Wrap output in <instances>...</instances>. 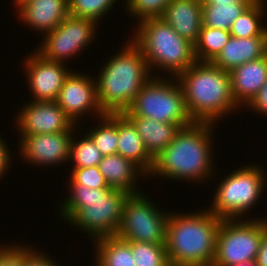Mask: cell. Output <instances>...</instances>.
Wrapping results in <instances>:
<instances>
[{
    "mask_svg": "<svg viewBox=\"0 0 267 266\" xmlns=\"http://www.w3.org/2000/svg\"><path fill=\"white\" fill-rule=\"evenodd\" d=\"M82 136L83 138L77 140L73 134L69 161L74 164L72 165L74 166L73 168L98 166L103 155L87 134Z\"/></svg>",
    "mask_w": 267,
    "mask_h": 266,
    "instance_id": "cell-28",
    "label": "cell"
},
{
    "mask_svg": "<svg viewBox=\"0 0 267 266\" xmlns=\"http://www.w3.org/2000/svg\"><path fill=\"white\" fill-rule=\"evenodd\" d=\"M101 174L104 176L108 186L129 194H137L141 189L136 186L138 177H148L147 174L133 161L124 158L118 153L103 156L98 164Z\"/></svg>",
    "mask_w": 267,
    "mask_h": 266,
    "instance_id": "cell-20",
    "label": "cell"
},
{
    "mask_svg": "<svg viewBox=\"0 0 267 266\" xmlns=\"http://www.w3.org/2000/svg\"><path fill=\"white\" fill-rule=\"evenodd\" d=\"M262 168L258 164H247L232 170L214 191L209 211L222 220L245 219L242 215L249 213L251 207L254 208L262 198V192L267 189V174Z\"/></svg>",
    "mask_w": 267,
    "mask_h": 266,
    "instance_id": "cell-7",
    "label": "cell"
},
{
    "mask_svg": "<svg viewBox=\"0 0 267 266\" xmlns=\"http://www.w3.org/2000/svg\"><path fill=\"white\" fill-rule=\"evenodd\" d=\"M176 79L193 122L217 124V120L241 108L234 100L229 72L212 62L196 61Z\"/></svg>",
    "mask_w": 267,
    "mask_h": 266,
    "instance_id": "cell-3",
    "label": "cell"
},
{
    "mask_svg": "<svg viewBox=\"0 0 267 266\" xmlns=\"http://www.w3.org/2000/svg\"><path fill=\"white\" fill-rule=\"evenodd\" d=\"M172 0H126L129 16L138 19L137 23L148 18L162 17L167 5Z\"/></svg>",
    "mask_w": 267,
    "mask_h": 266,
    "instance_id": "cell-31",
    "label": "cell"
},
{
    "mask_svg": "<svg viewBox=\"0 0 267 266\" xmlns=\"http://www.w3.org/2000/svg\"><path fill=\"white\" fill-rule=\"evenodd\" d=\"M118 0H68L69 15L87 18L97 24L116 5Z\"/></svg>",
    "mask_w": 267,
    "mask_h": 266,
    "instance_id": "cell-30",
    "label": "cell"
},
{
    "mask_svg": "<svg viewBox=\"0 0 267 266\" xmlns=\"http://www.w3.org/2000/svg\"><path fill=\"white\" fill-rule=\"evenodd\" d=\"M143 194H129L125 200L116 236L125 241L165 244L170 213Z\"/></svg>",
    "mask_w": 267,
    "mask_h": 266,
    "instance_id": "cell-10",
    "label": "cell"
},
{
    "mask_svg": "<svg viewBox=\"0 0 267 266\" xmlns=\"http://www.w3.org/2000/svg\"><path fill=\"white\" fill-rule=\"evenodd\" d=\"M5 143L6 141L3 140V138L1 139L0 136V180L2 176L4 177V175L7 174L6 172H8V168L11 166V159H13V156L9 153L10 150L8 149V146Z\"/></svg>",
    "mask_w": 267,
    "mask_h": 266,
    "instance_id": "cell-36",
    "label": "cell"
},
{
    "mask_svg": "<svg viewBox=\"0 0 267 266\" xmlns=\"http://www.w3.org/2000/svg\"><path fill=\"white\" fill-rule=\"evenodd\" d=\"M135 125L148 154L155 159L181 129L177 124L161 123L152 118L127 116Z\"/></svg>",
    "mask_w": 267,
    "mask_h": 266,
    "instance_id": "cell-22",
    "label": "cell"
},
{
    "mask_svg": "<svg viewBox=\"0 0 267 266\" xmlns=\"http://www.w3.org/2000/svg\"><path fill=\"white\" fill-rule=\"evenodd\" d=\"M68 177V184H78L89 188H110L98 166L73 168Z\"/></svg>",
    "mask_w": 267,
    "mask_h": 266,
    "instance_id": "cell-32",
    "label": "cell"
},
{
    "mask_svg": "<svg viewBox=\"0 0 267 266\" xmlns=\"http://www.w3.org/2000/svg\"><path fill=\"white\" fill-rule=\"evenodd\" d=\"M16 11L20 21L45 35L69 15V4L68 0H30L21 4Z\"/></svg>",
    "mask_w": 267,
    "mask_h": 266,
    "instance_id": "cell-16",
    "label": "cell"
},
{
    "mask_svg": "<svg viewBox=\"0 0 267 266\" xmlns=\"http://www.w3.org/2000/svg\"><path fill=\"white\" fill-rule=\"evenodd\" d=\"M101 119V120H100ZM99 124L87 130V135L103 156L117 153L118 148V113L104 114L99 117Z\"/></svg>",
    "mask_w": 267,
    "mask_h": 266,
    "instance_id": "cell-26",
    "label": "cell"
},
{
    "mask_svg": "<svg viewBox=\"0 0 267 266\" xmlns=\"http://www.w3.org/2000/svg\"><path fill=\"white\" fill-rule=\"evenodd\" d=\"M214 125L216 124L209 122H193L181 128L154 159L149 176L188 182L196 180L197 183L209 180L215 174L216 166L211 140L213 128H216Z\"/></svg>",
    "mask_w": 267,
    "mask_h": 266,
    "instance_id": "cell-1",
    "label": "cell"
},
{
    "mask_svg": "<svg viewBox=\"0 0 267 266\" xmlns=\"http://www.w3.org/2000/svg\"><path fill=\"white\" fill-rule=\"evenodd\" d=\"M131 40L139 47L149 70L177 77L196 62L194 45L178 35L161 17L140 21ZM154 67V68H153Z\"/></svg>",
    "mask_w": 267,
    "mask_h": 266,
    "instance_id": "cell-6",
    "label": "cell"
},
{
    "mask_svg": "<svg viewBox=\"0 0 267 266\" xmlns=\"http://www.w3.org/2000/svg\"><path fill=\"white\" fill-rule=\"evenodd\" d=\"M203 211L170 213L165 247L170 266H211L221 218L208 208Z\"/></svg>",
    "mask_w": 267,
    "mask_h": 266,
    "instance_id": "cell-4",
    "label": "cell"
},
{
    "mask_svg": "<svg viewBox=\"0 0 267 266\" xmlns=\"http://www.w3.org/2000/svg\"><path fill=\"white\" fill-rule=\"evenodd\" d=\"M24 258L25 245H0V266H23Z\"/></svg>",
    "mask_w": 267,
    "mask_h": 266,
    "instance_id": "cell-33",
    "label": "cell"
},
{
    "mask_svg": "<svg viewBox=\"0 0 267 266\" xmlns=\"http://www.w3.org/2000/svg\"><path fill=\"white\" fill-rule=\"evenodd\" d=\"M161 18L194 45L203 26L201 0H172Z\"/></svg>",
    "mask_w": 267,
    "mask_h": 266,
    "instance_id": "cell-18",
    "label": "cell"
},
{
    "mask_svg": "<svg viewBox=\"0 0 267 266\" xmlns=\"http://www.w3.org/2000/svg\"><path fill=\"white\" fill-rule=\"evenodd\" d=\"M266 1L257 0L242 12L231 26V37H267V25L264 26L262 22L265 19L263 16L267 14Z\"/></svg>",
    "mask_w": 267,
    "mask_h": 266,
    "instance_id": "cell-24",
    "label": "cell"
},
{
    "mask_svg": "<svg viewBox=\"0 0 267 266\" xmlns=\"http://www.w3.org/2000/svg\"><path fill=\"white\" fill-rule=\"evenodd\" d=\"M19 111L15 118L16 127L20 135L76 131L78 127L56 101L30 100Z\"/></svg>",
    "mask_w": 267,
    "mask_h": 266,
    "instance_id": "cell-12",
    "label": "cell"
},
{
    "mask_svg": "<svg viewBox=\"0 0 267 266\" xmlns=\"http://www.w3.org/2000/svg\"><path fill=\"white\" fill-rule=\"evenodd\" d=\"M127 242L132 248L135 266H170L165 244Z\"/></svg>",
    "mask_w": 267,
    "mask_h": 266,
    "instance_id": "cell-29",
    "label": "cell"
},
{
    "mask_svg": "<svg viewBox=\"0 0 267 266\" xmlns=\"http://www.w3.org/2000/svg\"><path fill=\"white\" fill-rule=\"evenodd\" d=\"M229 74L234 100L240 107L247 106L267 81V54L232 69Z\"/></svg>",
    "mask_w": 267,
    "mask_h": 266,
    "instance_id": "cell-17",
    "label": "cell"
},
{
    "mask_svg": "<svg viewBox=\"0 0 267 266\" xmlns=\"http://www.w3.org/2000/svg\"><path fill=\"white\" fill-rule=\"evenodd\" d=\"M88 76L73 70L65 79L56 99V103L76 125L84 113H93L98 118L104 115L98 104L95 77Z\"/></svg>",
    "mask_w": 267,
    "mask_h": 266,
    "instance_id": "cell-13",
    "label": "cell"
},
{
    "mask_svg": "<svg viewBox=\"0 0 267 266\" xmlns=\"http://www.w3.org/2000/svg\"><path fill=\"white\" fill-rule=\"evenodd\" d=\"M265 218H264V232L262 235L260 249L256 257V263L259 266H267V217Z\"/></svg>",
    "mask_w": 267,
    "mask_h": 266,
    "instance_id": "cell-37",
    "label": "cell"
},
{
    "mask_svg": "<svg viewBox=\"0 0 267 266\" xmlns=\"http://www.w3.org/2000/svg\"><path fill=\"white\" fill-rule=\"evenodd\" d=\"M35 247L30 248L25 246V258L23 260V266H61L53 258H50L47 253L41 251H35Z\"/></svg>",
    "mask_w": 267,
    "mask_h": 266,
    "instance_id": "cell-34",
    "label": "cell"
},
{
    "mask_svg": "<svg viewBox=\"0 0 267 266\" xmlns=\"http://www.w3.org/2000/svg\"><path fill=\"white\" fill-rule=\"evenodd\" d=\"M124 45L106 60L95 78L98 104L104 114L124 113L155 73L149 70L141 50L131 39Z\"/></svg>",
    "mask_w": 267,
    "mask_h": 266,
    "instance_id": "cell-5",
    "label": "cell"
},
{
    "mask_svg": "<svg viewBox=\"0 0 267 266\" xmlns=\"http://www.w3.org/2000/svg\"><path fill=\"white\" fill-rule=\"evenodd\" d=\"M167 78L152 76L124 114L177 124L180 128L191 125L193 121L186 110L184 93L178 80L176 77Z\"/></svg>",
    "mask_w": 267,
    "mask_h": 266,
    "instance_id": "cell-8",
    "label": "cell"
},
{
    "mask_svg": "<svg viewBox=\"0 0 267 266\" xmlns=\"http://www.w3.org/2000/svg\"><path fill=\"white\" fill-rule=\"evenodd\" d=\"M267 54V37H230L212 63L224 71L257 60Z\"/></svg>",
    "mask_w": 267,
    "mask_h": 266,
    "instance_id": "cell-19",
    "label": "cell"
},
{
    "mask_svg": "<svg viewBox=\"0 0 267 266\" xmlns=\"http://www.w3.org/2000/svg\"><path fill=\"white\" fill-rule=\"evenodd\" d=\"M76 131L20 135L19 153L27 164L39 167L69 162L70 145Z\"/></svg>",
    "mask_w": 267,
    "mask_h": 266,
    "instance_id": "cell-15",
    "label": "cell"
},
{
    "mask_svg": "<svg viewBox=\"0 0 267 266\" xmlns=\"http://www.w3.org/2000/svg\"><path fill=\"white\" fill-rule=\"evenodd\" d=\"M97 26L93 20L68 15L54 30L44 35L36 52L47 60L65 64L92 45L97 36Z\"/></svg>",
    "mask_w": 267,
    "mask_h": 266,
    "instance_id": "cell-11",
    "label": "cell"
},
{
    "mask_svg": "<svg viewBox=\"0 0 267 266\" xmlns=\"http://www.w3.org/2000/svg\"><path fill=\"white\" fill-rule=\"evenodd\" d=\"M94 266H135L130 244L117 236L96 239Z\"/></svg>",
    "mask_w": 267,
    "mask_h": 266,
    "instance_id": "cell-23",
    "label": "cell"
},
{
    "mask_svg": "<svg viewBox=\"0 0 267 266\" xmlns=\"http://www.w3.org/2000/svg\"><path fill=\"white\" fill-rule=\"evenodd\" d=\"M257 0H201L202 5L224 4V3H255Z\"/></svg>",
    "mask_w": 267,
    "mask_h": 266,
    "instance_id": "cell-38",
    "label": "cell"
},
{
    "mask_svg": "<svg viewBox=\"0 0 267 266\" xmlns=\"http://www.w3.org/2000/svg\"><path fill=\"white\" fill-rule=\"evenodd\" d=\"M23 64L34 101H56L65 79L72 72L66 64L47 60L35 50Z\"/></svg>",
    "mask_w": 267,
    "mask_h": 266,
    "instance_id": "cell-14",
    "label": "cell"
},
{
    "mask_svg": "<svg viewBox=\"0 0 267 266\" xmlns=\"http://www.w3.org/2000/svg\"><path fill=\"white\" fill-rule=\"evenodd\" d=\"M253 3H224L202 5V23L205 27L228 30L242 14V12Z\"/></svg>",
    "mask_w": 267,
    "mask_h": 266,
    "instance_id": "cell-25",
    "label": "cell"
},
{
    "mask_svg": "<svg viewBox=\"0 0 267 266\" xmlns=\"http://www.w3.org/2000/svg\"><path fill=\"white\" fill-rule=\"evenodd\" d=\"M248 107V108H247ZM250 111L254 110L255 113L259 112L263 116L267 117V81L259 90L258 94L252 99V101L245 106Z\"/></svg>",
    "mask_w": 267,
    "mask_h": 266,
    "instance_id": "cell-35",
    "label": "cell"
},
{
    "mask_svg": "<svg viewBox=\"0 0 267 266\" xmlns=\"http://www.w3.org/2000/svg\"><path fill=\"white\" fill-rule=\"evenodd\" d=\"M14 2V6H15V9H17L21 4H24V3H26V2H28V1H30V0H13Z\"/></svg>",
    "mask_w": 267,
    "mask_h": 266,
    "instance_id": "cell-40",
    "label": "cell"
},
{
    "mask_svg": "<svg viewBox=\"0 0 267 266\" xmlns=\"http://www.w3.org/2000/svg\"><path fill=\"white\" fill-rule=\"evenodd\" d=\"M231 34L228 30L202 26L194 44L196 61L212 62L226 45Z\"/></svg>",
    "mask_w": 267,
    "mask_h": 266,
    "instance_id": "cell-27",
    "label": "cell"
},
{
    "mask_svg": "<svg viewBox=\"0 0 267 266\" xmlns=\"http://www.w3.org/2000/svg\"><path fill=\"white\" fill-rule=\"evenodd\" d=\"M233 266H259V265L256 263V261H250V262H241Z\"/></svg>",
    "mask_w": 267,
    "mask_h": 266,
    "instance_id": "cell-39",
    "label": "cell"
},
{
    "mask_svg": "<svg viewBox=\"0 0 267 266\" xmlns=\"http://www.w3.org/2000/svg\"><path fill=\"white\" fill-rule=\"evenodd\" d=\"M263 232L264 218L221 220L211 266H233L256 261Z\"/></svg>",
    "mask_w": 267,
    "mask_h": 266,
    "instance_id": "cell-9",
    "label": "cell"
},
{
    "mask_svg": "<svg viewBox=\"0 0 267 266\" xmlns=\"http://www.w3.org/2000/svg\"><path fill=\"white\" fill-rule=\"evenodd\" d=\"M118 136L117 153L133 161L149 176L153 170L154 159L144 147L135 125L124 113H118Z\"/></svg>",
    "mask_w": 267,
    "mask_h": 266,
    "instance_id": "cell-21",
    "label": "cell"
},
{
    "mask_svg": "<svg viewBox=\"0 0 267 266\" xmlns=\"http://www.w3.org/2000/svg\"><path fill=\"white\" fill-rule=\"evenodd\" d=\"M70 194L59 206L60 217L69 225L87 233L93 241L116 236L122 210L129 193L114 188H89L68 184Z\"/></svg>",
    "mask_w": 267,
    "mask_h": 266,
    "instance_id": "cell-2",
    "label": "cell"
}]
</instances>
